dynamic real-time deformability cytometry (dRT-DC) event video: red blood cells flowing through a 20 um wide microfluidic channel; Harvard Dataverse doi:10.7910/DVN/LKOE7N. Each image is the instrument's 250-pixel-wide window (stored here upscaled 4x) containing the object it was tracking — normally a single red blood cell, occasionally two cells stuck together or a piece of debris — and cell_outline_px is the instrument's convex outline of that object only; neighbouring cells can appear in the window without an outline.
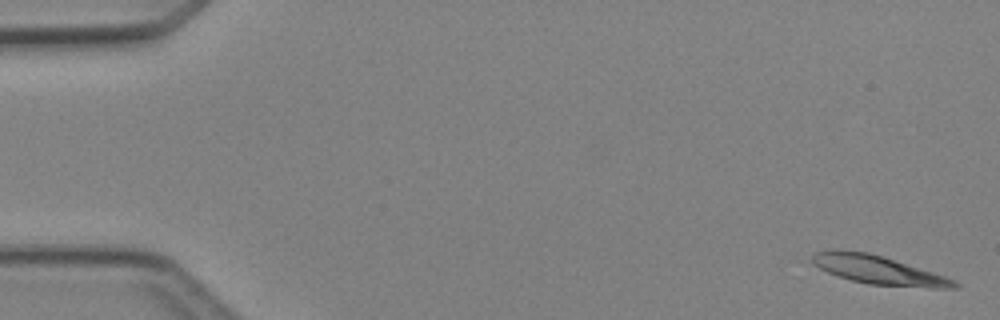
{"species": "Egyptian fruit bat (a non-hibernating species)", "species_latin": "Rousettus aegyptiacus", "temperature_condition": "cold", "stored_images_in_passage": 5, "camera_frame_rate_fps": 3000, "um_per_image_px": 0.085, "animal": {"sex": "female"}, "frame": {"image": 1, "passage_image": 1, "time_ms": 0.0, "image_size_px": [1000, 320], "cell_outline_px": [[960, 288], [932, 288], [868, 284], [852, 280], [828, 272], [812, 264], [812, 256], [816, 252], [868, 252], [932, 272], [956, 280], [960, 284]], "centroid_in_image_um": [74.76, 22.99], "position_along_channel_um": 10.2, "area_um2": 22.77}}
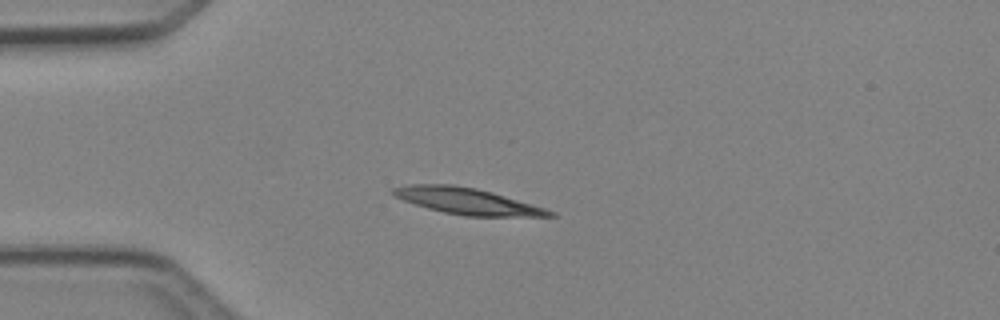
{"frame": {"image": 2, "passage_image": 4, "time_ms": 3.667, "image_size_px": [1000, 320], "cell_outline_px": [[556, 216], [464, 216], [444, 212], [428, 208], [404, 200], [396, 196], [392, 192], [392, 188], [412, 184], [452, 184], [476, 188], [492, 192], [544, 208], [556, 212]], "centroid_in_image_um": [39.71, 17.09], "position_along_channel_um": 45.3, "area_um2": 23.58}}